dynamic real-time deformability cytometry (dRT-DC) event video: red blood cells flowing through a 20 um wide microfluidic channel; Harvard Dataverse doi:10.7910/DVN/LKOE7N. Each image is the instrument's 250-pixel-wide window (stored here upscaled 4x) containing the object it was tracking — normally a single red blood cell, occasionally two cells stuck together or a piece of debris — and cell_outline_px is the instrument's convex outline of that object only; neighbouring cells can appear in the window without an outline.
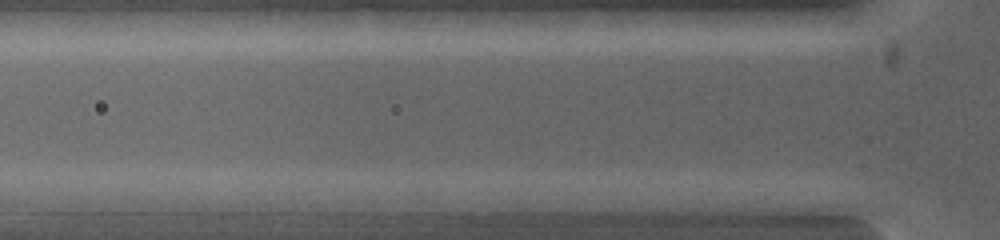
{"species": "common noctule bat (a hibernating species)", "species_latin": "Nyctalus noctula", "temperature_condition": "warm", "stored_images_in_passage": 6, "segment_of_instrument_passage": [2, 2], "camera_frame_rate_fps": 5000, "um_per_image_px": 0.085, "animal": {"sex": "female", "body_mass_g": 19.0, "forearm_length_mm": 53.3}, "frame": {"image": 1, "passage_image": 6, "time_ms": 0.6, "image_size_px": [1000, 240], "cell_outline_px": [[728, 200], [716, 208], [620, 212], [612, 200], [652, 192], [708, 192]], "centroid_in_image_um": [56.85, 17.13], "position_along_channel_um": 69.0, "area_um2": 12.6}}